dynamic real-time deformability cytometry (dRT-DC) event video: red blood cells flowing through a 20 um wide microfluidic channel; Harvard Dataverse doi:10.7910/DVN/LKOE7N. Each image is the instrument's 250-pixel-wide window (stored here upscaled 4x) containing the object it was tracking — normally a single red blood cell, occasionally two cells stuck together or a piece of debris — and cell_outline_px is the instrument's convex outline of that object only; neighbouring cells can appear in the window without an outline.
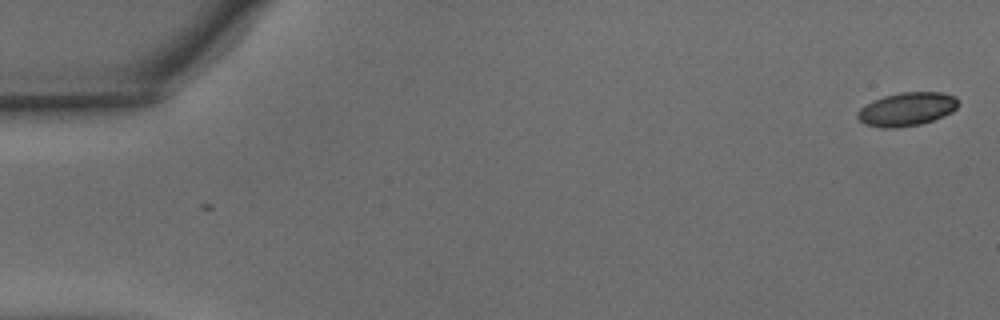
{"species": "common noctule bat (a hibernating species)", "species_latin": "Nyctalus noctula", "temperature_condition": "warm", "stored_images_in_passage": 3, "camera_frame_rate_fps": 3000, "um_per_image_px": 0.085, "animal": {"sex": "male", "body_mass_g": 15.6}, "frame": {"image": 1, "passage_image": 3, "time_ms": 0.667, "image_size_px": [1000, 320], "cell_outline_px": [[956, 108], [952, 112], [932, 120], [920, 124], [896, 128], [884, 128], [864, 124], [856, 116], [856, 112], [860, 108], [872, 100], [884, 96], [900, 92], [940, 92], [956, 96]], "centroid_in_image_um": [77.03, 9.27], "position_along_channel_um": 8.0, "area_um2": 19.59}}